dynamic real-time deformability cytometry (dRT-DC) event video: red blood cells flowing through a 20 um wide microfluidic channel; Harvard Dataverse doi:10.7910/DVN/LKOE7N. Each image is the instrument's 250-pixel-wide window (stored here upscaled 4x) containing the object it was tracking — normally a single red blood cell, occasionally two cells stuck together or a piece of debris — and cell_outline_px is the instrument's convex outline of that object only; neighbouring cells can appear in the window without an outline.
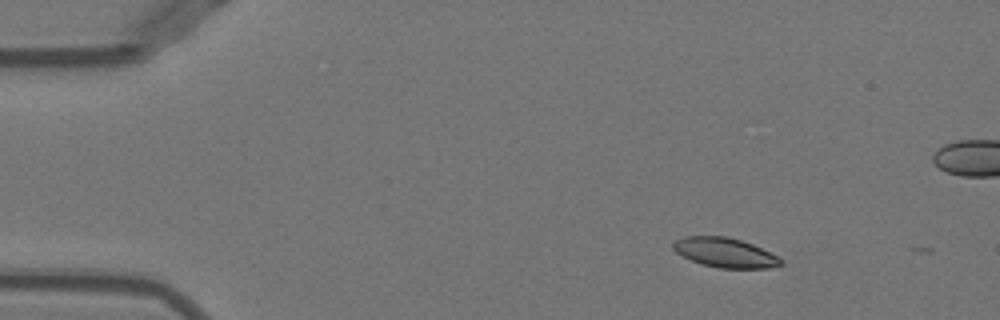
{"species": "Egyptian fruit bat (a non-hibernating species)", "species_latin": "Rousettus aegyptiacus", "temperature_condition": "warm", "stored_images_in_passage": 3, "camera_frame_rate_fps": 3000, "um_per_image_px": 0.085, "animal": {"sex": "female"}, "frame": {"image": 1, "passage_image": 1, "time_ms": 0.0, "image_size_px": [1000, 320], "cell_outline_px": [[784, 264], [772, 268], [720, 268], [700, 264], [676, 252], [672, 248], [672, 244], [676, 240], [684, 236], [728, 236], [752, 244], [784, 260]], "centroid_in_image_um": [61.63, 21.47], "position_along_channel_um": 23.4, "area_um2": 18.5}}